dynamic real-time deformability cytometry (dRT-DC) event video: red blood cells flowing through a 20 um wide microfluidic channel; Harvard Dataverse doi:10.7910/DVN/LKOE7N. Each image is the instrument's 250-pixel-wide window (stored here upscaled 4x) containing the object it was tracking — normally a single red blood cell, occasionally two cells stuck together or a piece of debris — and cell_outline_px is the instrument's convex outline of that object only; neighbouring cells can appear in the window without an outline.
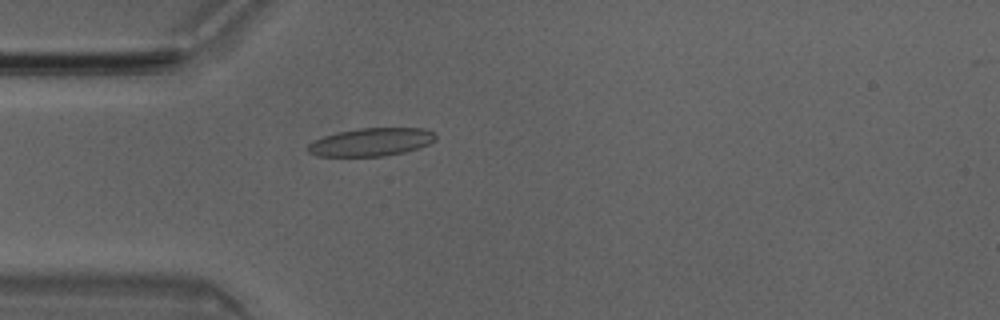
{"species": "Egyptian fruit bat (a non-hibernating species)", "species_latin": "Rousettus aegyptiacus", "temperature_condition": "room temperature", "stored_images_in_passage": 50, "camera_frame_rate_fps": 3000, "um_per_image_px": 0.085, "animal": {"sex": "male"}, "frame": {"image": 1, "passage_image": 14, "time_ms": 4.333, "image_size_px": [1000, 320], "cell_outline_px": [[436, 140], [420, 148], [404, 152], [384, 156], [316, 156], [308, 152], [304, 148], [308, 144], [324, 136], [356, 128], [424, 128], [436, 132]], "centroid_in_image_um": [31.57, 12.07], "position_along_channel_um": 53.4, "area_um2": 21.04}}
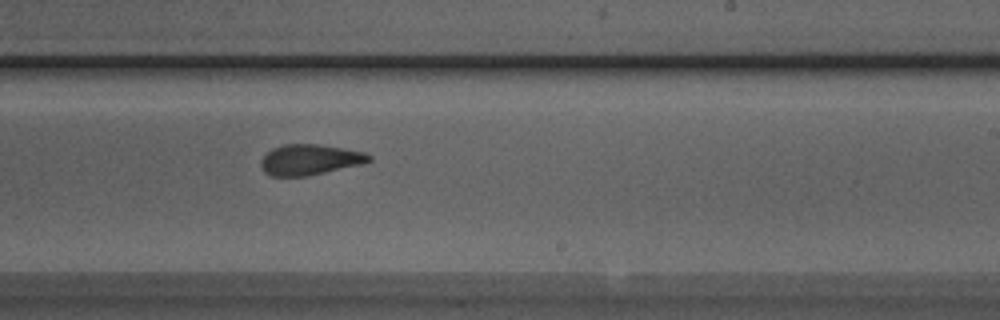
{"frame": {"image": 2, "passage_image": 30, "time_ms": 9.667, "image_size_px": [1000, 320], "cell_outline_px": [[372, 160], [364, 164], [308, 176], [272, 176], [264, 172], [260, 168], [260, 160], [272, 148], [284, 144], [316, 144], [364, 152], [372, 156]], "centroid_in_image_um": [26.33, 13.58], "position_along_channel_um": 262.7, "area_um2": 19.36}}
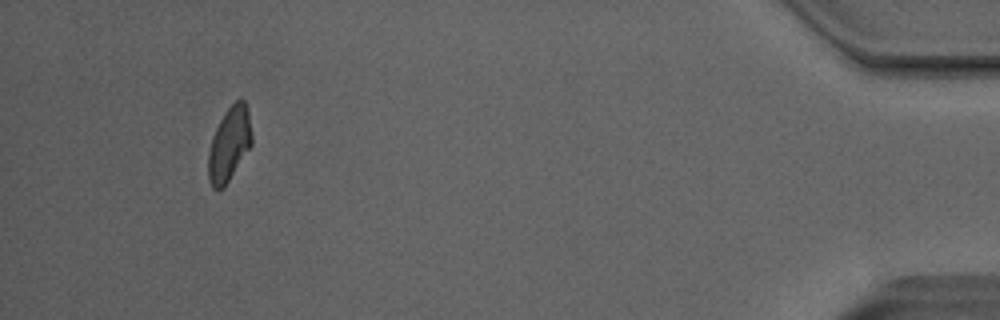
{"frame": {"image": 3, "passage_image": 47, "time_ms": 15.333, "image_size_px": [1000, 320], "cell_outline_px": [[252, 144], [224, 188], [212, 188], [208, 180], [208, 152], [212, 136], [224, 112], [236, 100], [244, 100], [248, 112], [252, 136]], "centroid_in_image_um": [19.47, 12.27], "position_along_channel_um": 415.7, "area_um2": 18.67}, "authors_computed_cell_mechanics": {"area_um2": 20.1144, "velocity_mm_per_s": 4.0291, "shape_relaxation_time_tau1_ms": 4.0465, "shape_relaxation_time_tau2_ms": 1.8531, "deformation_change_tau1": 0.1548, "deformation_change_tau2": 0.0989}}